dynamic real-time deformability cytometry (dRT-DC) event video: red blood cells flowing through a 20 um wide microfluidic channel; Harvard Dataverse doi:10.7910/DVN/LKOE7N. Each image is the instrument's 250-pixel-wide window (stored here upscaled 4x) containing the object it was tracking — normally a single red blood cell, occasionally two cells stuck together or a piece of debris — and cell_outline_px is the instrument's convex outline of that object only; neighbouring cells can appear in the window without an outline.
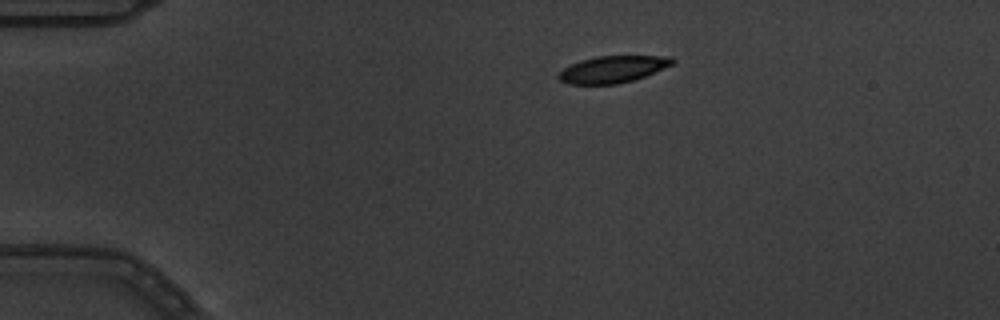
{"species": "common noctule bat (a hibernating species)", "species_latin": "Nyctalus noctula", "temperature_condition": "warm", "stored_images_in_passage": 4, "camera_frame_rate_fps": 3000, "um_per_image_px": 0.085, "animal": {"sex": "male", "body_mass_g": 19.5, "forearm_length_mm": 54.6}, "frame": {"image": 1, "passage_image": 1, "time_ms": 0.0, "image_size_px": [1000, 320], "cell_outline_px": [[676, 60], [672, 64], [644, 76], [632, 80], [616, 84], [568, 84], [560, 80], [556, 76], [564, 68], [580, 60], [596, 56], [672, 56]], "centroid_in_image_um": [52.06, 5.88], "position_along_channel_um": 32.9, "area_um2": 17.63}}